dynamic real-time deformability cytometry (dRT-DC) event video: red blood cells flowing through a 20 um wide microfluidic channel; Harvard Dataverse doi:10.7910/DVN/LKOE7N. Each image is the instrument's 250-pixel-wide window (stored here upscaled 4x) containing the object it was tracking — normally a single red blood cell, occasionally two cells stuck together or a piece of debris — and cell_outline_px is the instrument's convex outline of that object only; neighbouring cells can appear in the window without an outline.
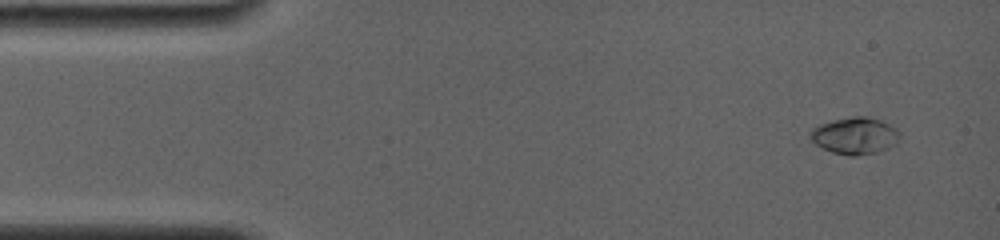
{"species": "common noctule bat (a hibernating species)", "species_latin": "Nyctalus noctula", "temperature_condition": "room temperature", "stored_images_in_passage": 40, "camera_frame_rate_fps": 4000, "um_per_image_px": 0.085, "animal": {"sex": "female", "body_mass_g": 19.0, "forearm_length_mm": 56.7}, "frame": {"image": 1, "passage_image": 2, "time_ms": 0.5, "image_size_px": [1000, 240], "cell_outline_px": [[900, 140], [896, 144], [888, 148], [876, 152], [852, 156], [848, 156], [832, 152], [816, 144], [808, 136], [812, 128], [820, 124], [832, 120], [852, 116], [864, 116], [880, 120], [896, 128], [900, 132]], "centroid_in_image_um": [72.67, 11.53], "position_along_channel_um": 12.3, "area_um2": 19.25}}
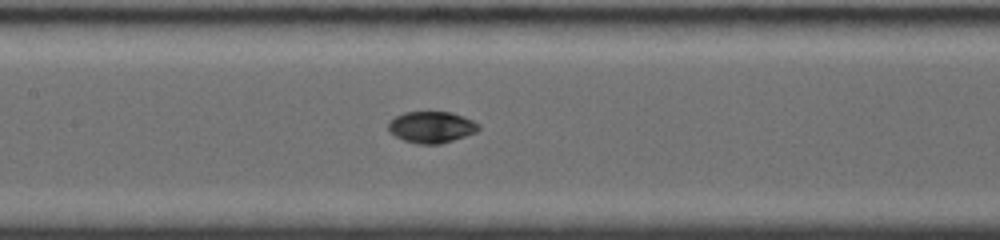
{"frame": {"image": 2, "passage_image": 21, "time_ms": 7.25, "image_size_px": [1000, 240], "cell_outline_px": [[480, 128], [476, 132], [440, 144], [420, 144], [404, 140], [388, 132], [388, 120], [404, 112], [452, 112], [464, 116], [480, 124]], "centroid_in_image_um": [36.66, 10.79], "position_along_channel_um": 170.7, "area_um2": 16.59}}
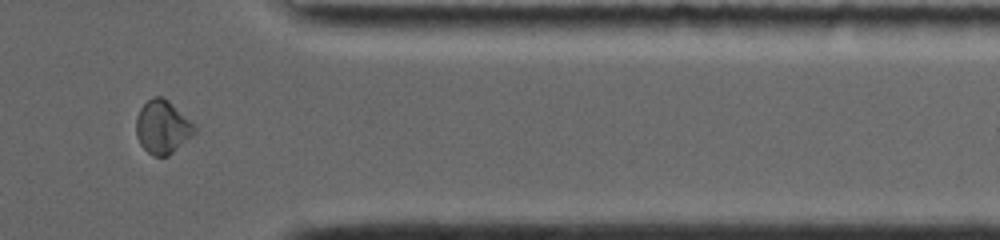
{"frame": {"image": 3, "passage_image": 36, "time_ms": 13.25, "image_size_px": [1000, 240], "cell_outline_px": [[196, 132], [168, 156], [152, 156], [140, 144], [136, 136], [136, 116], [140, 108], [152, 96], [160, 96], [168, 100], [196, 128]], "centroid_in_image_um": [13.76, 10.8], "position_along_channel_um": 397.6, "area_um2": 17.86}, "authors_computed_cell_mechanics": {"area_um2": 17.0221, "velocity_mm_per_s": 3.8464, "shape_relaxation_time_tau1_ms": 5.0644, "shape_relaxation_time_tau2_ms": 1.7339, "deformation_change_tau1": 0.1863, "deformation_change_tau2": 0.0287}}